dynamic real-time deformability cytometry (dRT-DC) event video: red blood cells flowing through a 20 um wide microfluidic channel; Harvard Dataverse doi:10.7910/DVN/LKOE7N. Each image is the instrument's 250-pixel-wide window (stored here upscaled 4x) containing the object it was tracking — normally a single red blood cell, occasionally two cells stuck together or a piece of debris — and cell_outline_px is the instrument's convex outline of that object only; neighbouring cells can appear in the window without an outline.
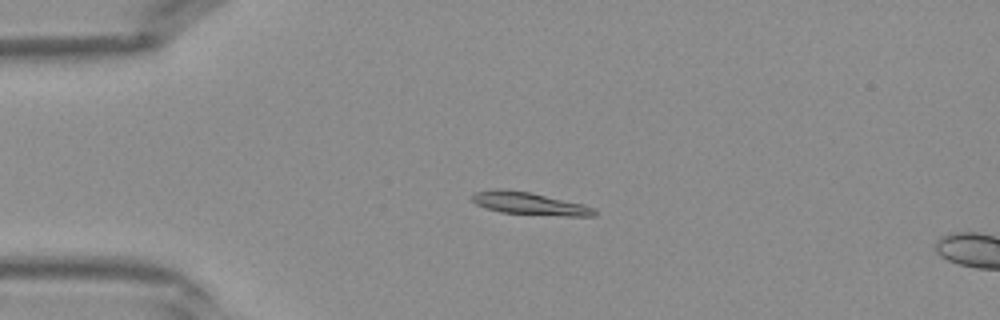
{"species": "Egyptian fruit bat (a non-hibernating species)", "species_latin": "Rousettus aegyptiacus", "temperature_condition": "warm", "stored_images_in_passage": 41, "camera_frame_rate_fps": 3000, "um_per_image_px": 0.085, "frame": {"image": 1, "passage_image": 10, "time_ms": 3.0, "image_size_px": [1000, 320], "cell_outline_px": [[596, 216], [564, 216], [500, 212], [484, 208], [476, 204], [472, 200], [472, 196], [476, 192], [492, 188], [500, 188], [528, 192], [584, 204], [596, 208]], "centroid_in_image_um": [45.0, 17.3], "position_along_channel_um": 40.0, "area_um2": 16.07}}
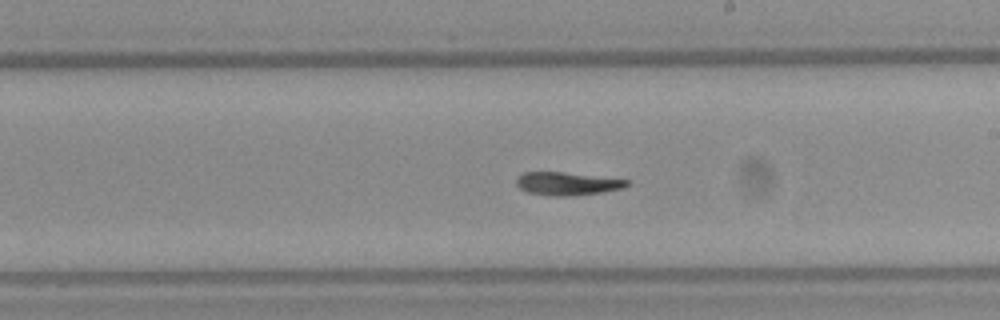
{"frame": {"image": 2, "passage_image": 24, "time_ms": 7.667, "image_size_px": [1000, 320], "cell_outline_px": [[632, 184], [624, 188], [600, 192], [572, 196], [548, 196], [528, 192], [520, 188], [516, 184], [516, 176], [524, 172], [564, 172], [632, 180]], "centroid_in_image_um": [48.24, 15.61], "position_along_channel_um": 240.8, "area_um2": 15.09}}
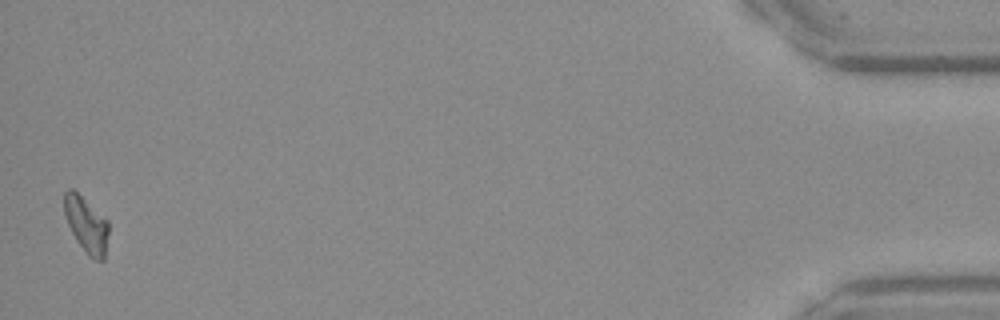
{"frame": {"image": 3, "passage_image": 41, "time_ms": 13.333, "image_size_px": [1000, 320], "cell_outline_px": [[108, 232], [104, 260], [96, 260], [88, 256], [76, 240], [68, 224], [64, 212], [64, 192], [68, 188], [72, 188], [108, 220]], "centroid_in_image_um": [7.33, 19.1], "position_along_channel_um": 427.9, "area_um2": 14.28}}